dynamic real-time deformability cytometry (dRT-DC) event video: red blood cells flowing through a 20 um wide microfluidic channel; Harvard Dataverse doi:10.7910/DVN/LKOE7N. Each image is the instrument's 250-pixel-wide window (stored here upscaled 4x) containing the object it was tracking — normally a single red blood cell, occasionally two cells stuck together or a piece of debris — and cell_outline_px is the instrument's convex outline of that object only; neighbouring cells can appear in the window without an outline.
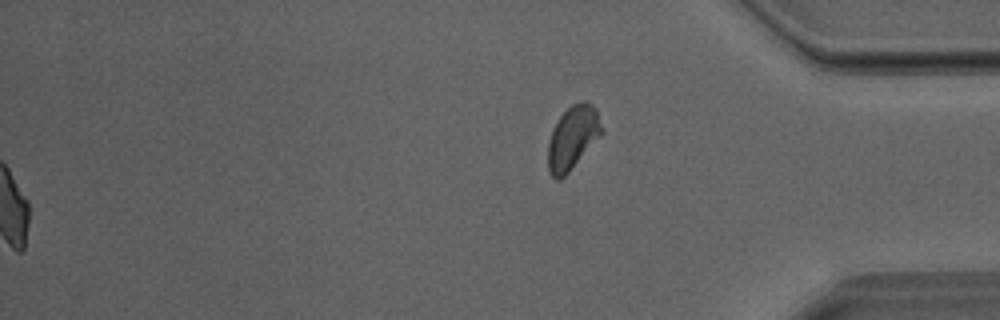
{"species": "Egyptian fruit bat (a non-hibernating species)", "species_latin": "Rousettus aegyptiacus", "temperature_condition": "room temperature", "stored_images_in_passage": 38, "segment_of_instrument_passage": [2, 2], "camera_frame_rate_fps": 3000, "um_per_image_px": 0.085, "animal": {"sex": "male"}, "frame": {"image": 1, "passage_image": 38, "time_ms": 12.333, "image_size_px": [1000, 320], "cell_outline_px": [[604, 132], [568, 172], [560, 180], [556, 180], [552, 176], [548, 168], [548, 140], [556, 120], [572, 104], [580, 100], [588, 100], [596, 108], [604, 128]], "centroid_in_image_um": [48.7, 11.65], "position_along_channel_um": 386.5, "area_um2": 20.06}}